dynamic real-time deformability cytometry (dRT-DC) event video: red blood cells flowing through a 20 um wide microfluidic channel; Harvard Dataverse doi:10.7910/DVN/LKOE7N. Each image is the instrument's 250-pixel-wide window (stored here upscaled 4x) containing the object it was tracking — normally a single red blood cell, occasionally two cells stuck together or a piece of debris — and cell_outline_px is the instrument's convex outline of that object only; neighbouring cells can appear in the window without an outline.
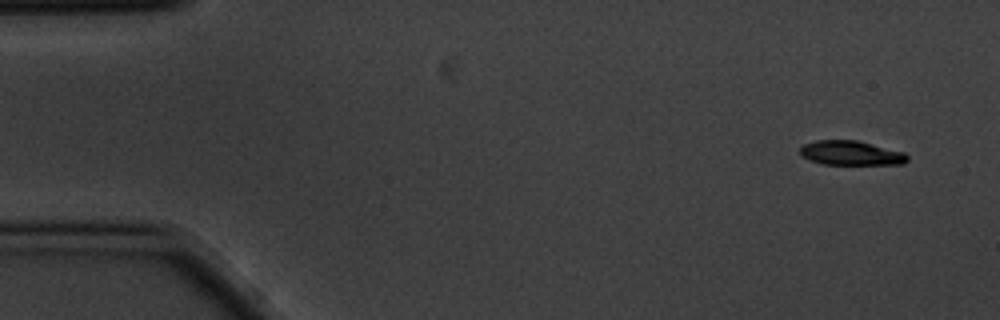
{"species": "common noctule bat (a hibernating species)", "species_latin": "Nyctalus noctula", "temperature_condition": "cold", "stored_images_in_passage": 5, "camera_frame_rate_fps": 3000, "um_per_image_px": 0.085, "animal": {"sex": "male", "body_mass_g": 20.1, "forearm_length_mm": 53.5}, "frame": {"image": 1, "passage_image": 5, "time_ms": 1.333, "image_size_px": [1000, 320], "cell_outline_px": [[908, 160], [904, 164], [824, 164], [800, 156], [800, 148], [804, 144], [816, 140], [856, 140], [904, 152], [908, 156]], "centroid_in_image_um": [72.33, 13.0], "position_along_channel_um": 12.7, "area_um2": 15.14}}